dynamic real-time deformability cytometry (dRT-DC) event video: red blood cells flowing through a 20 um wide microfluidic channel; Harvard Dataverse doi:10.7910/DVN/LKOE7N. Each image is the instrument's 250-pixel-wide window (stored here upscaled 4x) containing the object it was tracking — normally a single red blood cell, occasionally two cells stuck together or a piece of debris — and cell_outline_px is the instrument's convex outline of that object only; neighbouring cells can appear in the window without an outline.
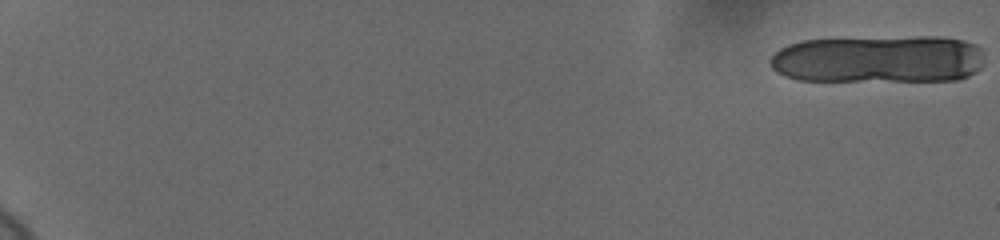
{"species": "human", "species_latin": "Homo sapiens", "temperature_condition": "cold", "stored_images_in_passage": 12, "camera_frame_rate_fps": 3000, "um_per_image_px": 0.085, "donor": {"sex": "female"}, "frame": {"image": 1, "passage_image": 1, "time_ms": 0.0, "image_size_px": [1000, 240], "cell_outline_px": [[984, 64], [976, 72], [960, 80], [796, 80], [784, 76], [776, 72], [768, 64], [768, 60], [780, 48], [788, 44], [804, 40], [916, 36], [940, 36], [964, 40], [976, 44], [984, 52]], "centroid_in_image_um": [74.72, 5.02], "position_along_channel_um": 10.3, "area_um2": 60.29}}
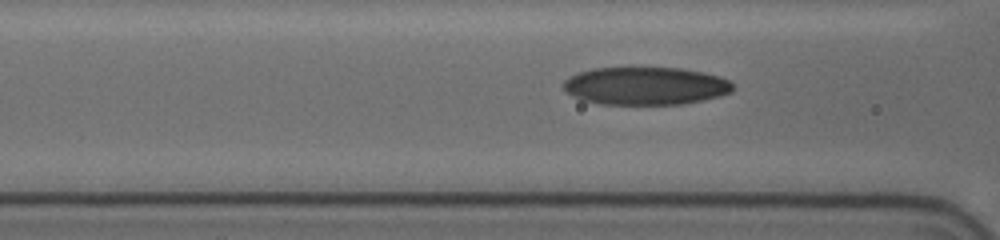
{"frame": {"image": 2, "passage_image": 10, "time_ms": 3.0, "image_size_px": [1000, 240], "cell_outline_px": [[732, 92], [720, 96], [684, 104], [600, 104], [580, 100], [572, 96], [560, 84], [568, 76], [592, 68], [680, 68], [704, 72], [720, 76], [728, 80], [732, 84]], "centroid_in_image_um": [54.84, 7.3], "position_along_channel_um": 111.8, "area_um2": 37.57}}